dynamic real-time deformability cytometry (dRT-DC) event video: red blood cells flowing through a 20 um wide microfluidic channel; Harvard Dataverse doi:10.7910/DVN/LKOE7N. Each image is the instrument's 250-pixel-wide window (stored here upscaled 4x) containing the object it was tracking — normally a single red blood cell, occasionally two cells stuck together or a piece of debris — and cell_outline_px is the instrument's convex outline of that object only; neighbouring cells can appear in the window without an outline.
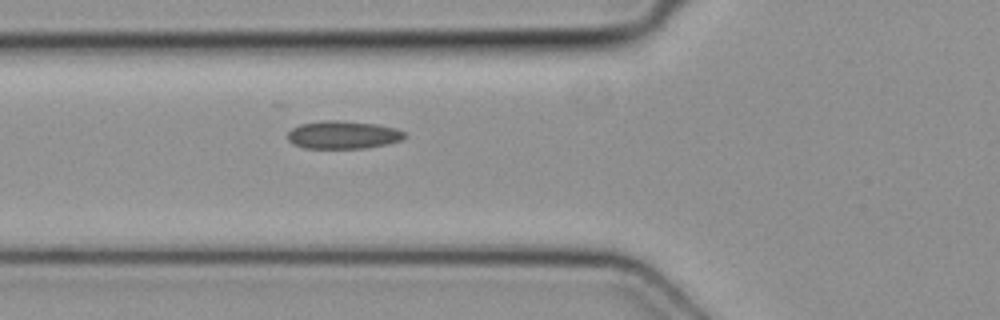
{"species": "common noctule bat (a hibernating species)", "species_latin": "Nyctalus noctula", "temperature_condition": "cold", "stored_images_in_passage": 3, "camera_frame_rate_fps": 3000, "um_per_image_px": 0.085, "animal": {"sex": "female", "body_mass_g": 19.3, "forearm_length_mm": 54.1}, "frame": {"image": 1, "passage_image": 3, "time_ms": 0.667, "image_size_px": [1000, 320], "cell_outline_px": [[408, 136], [400, 140], [388, 144], [368, 148], [304, 148], [292, 144], [288, 140], [288, 132], [292, 128], [300, 124], [324, 120], [340, 120], [376, 124], [396, 128], [404, 132]], "centroid_in_image_um": [29.16, 11.46], "position_along_channel_um": 96.6, "area_um2": 19.19}}